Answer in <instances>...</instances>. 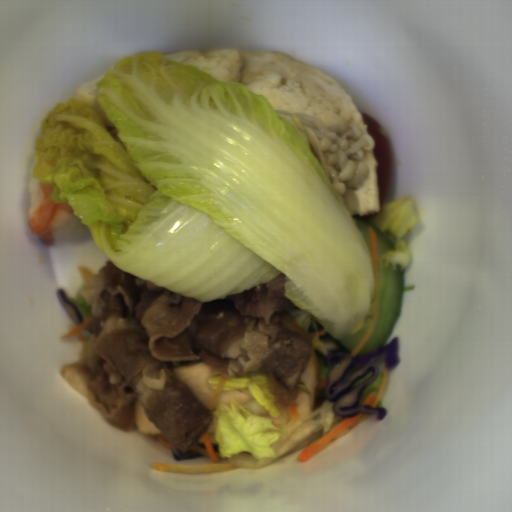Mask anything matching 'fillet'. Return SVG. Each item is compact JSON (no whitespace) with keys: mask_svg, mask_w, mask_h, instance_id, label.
<instances>
[{"mask_svg":"<svg viewBox=\"0 0 512 512\" xmlns=\"http://www.w3.org/2000/svg\"><path fill=\"white\" fill-rule=\"evenodd\" d=\"M361 115L363 122L366 123V133L372 136L375 142V147L371 151L374 152L377 161L378 197L380 209H382L389 195L392 178L393 157L390 139L379 121L366 114L361 113Z\"/></svg>","mask_w":512,"mask_h":512,"instance_id":"obj_1","label":"fillet"}]
</instances>
